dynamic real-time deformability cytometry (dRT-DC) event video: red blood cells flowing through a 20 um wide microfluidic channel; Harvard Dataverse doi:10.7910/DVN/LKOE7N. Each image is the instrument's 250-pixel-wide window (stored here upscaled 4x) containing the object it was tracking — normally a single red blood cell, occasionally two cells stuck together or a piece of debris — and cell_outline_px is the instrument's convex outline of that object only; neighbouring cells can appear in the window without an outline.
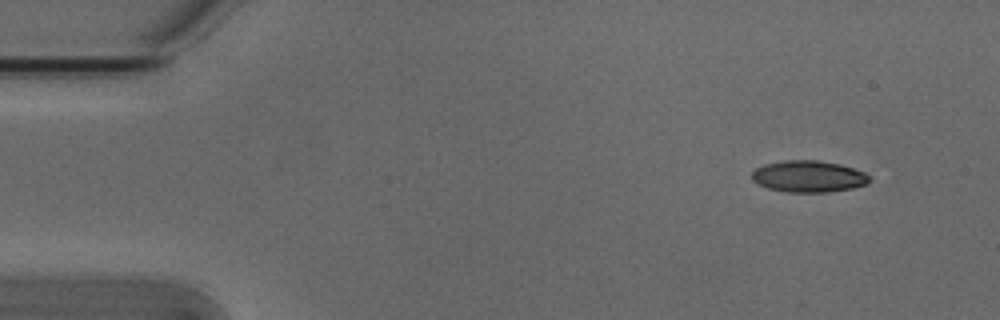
{"species": "Egyptian fruit bat (a non-hibernating species)", "species_latin": "Rousettus aegyptiacus", "temperature_condition": "cold", "stored_images_in_passage": 49, "camera_frame_rate_fps": 3000, "um_per_image_px": 0.085, "animal": {"sex": "male"}, "frame": {"image": 1, "passage_image": 1, "time_ms": 0.0, "image_size_px": [1000, 320], "cell_outline_px": [[872, 180], [868, 184], [852, 188], [828, 192], [784, 192], [768, 188], [756, 184], [752, 180], [752, 172], [756, 168], [764, 164], [784, 160], [816, 160], [840, 164], [864, 172], [872, 176]], "centroid_in_image_um": [68.74, 15.0], "position_along_channel_um": 16.3, "area_um2": 21.91}}
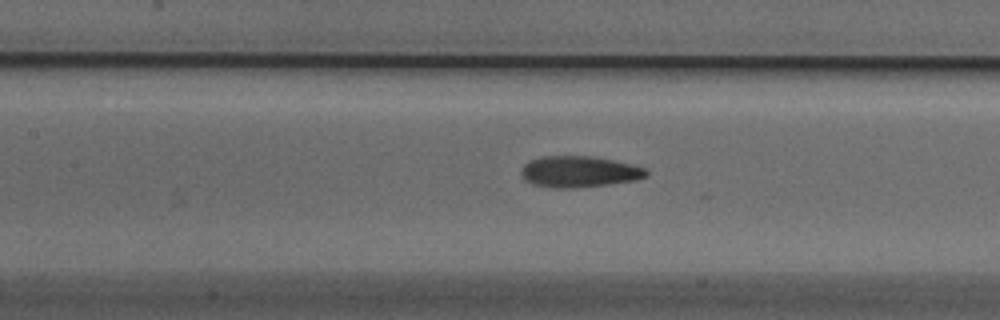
{"frame": {"image": 2, "passage_image": 20, "time_ms": 6.333, "image_size_px": [1000, 320], "cell_outline_px": [[648, 176], [636, 180], [608, 184], [576, 188], [556, 188], [532, 184], [524, 180], [520, 172], [520, 168], [528, 160], [540, 156], [592, 156], [632, 164], [644, 168], [648, 172]], "centroid_in_image_um": [49.18, 14.59], "position_along_channel_um": 158.2, "area_um2": 22.95}}
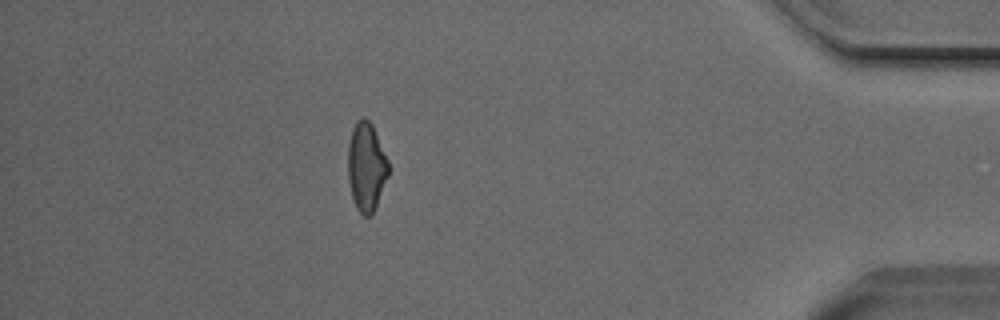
{"frame": {"image": 3, "passage_image": 43, "time_ms": 14.0, "image_size_px": [1000, 320], "cell_outline_px": [[388, 176], [372, 216], [364, 216], [356, 208], [352, 196], [348, 180], [348, 144], [352, 128], [356, 120], [364, 116], [372, 124], [388, 160]], "centroid_in_image_um": [31.13, 14.16], "position_along_channel_um": 404.1, "area_um2": 20.98}, "authors_computed_cell_mechanics": {"area_um2": 21.9062, "velocity_mm_per_s": 3.8485, "shape_relaxation_time_tau1_ms": 5.4935, "shape_relaxation_time_tau2_ms": 3.1294, "deformation_change_tau1": 0.1585, "deformation_change_tau2": 0.1009}}